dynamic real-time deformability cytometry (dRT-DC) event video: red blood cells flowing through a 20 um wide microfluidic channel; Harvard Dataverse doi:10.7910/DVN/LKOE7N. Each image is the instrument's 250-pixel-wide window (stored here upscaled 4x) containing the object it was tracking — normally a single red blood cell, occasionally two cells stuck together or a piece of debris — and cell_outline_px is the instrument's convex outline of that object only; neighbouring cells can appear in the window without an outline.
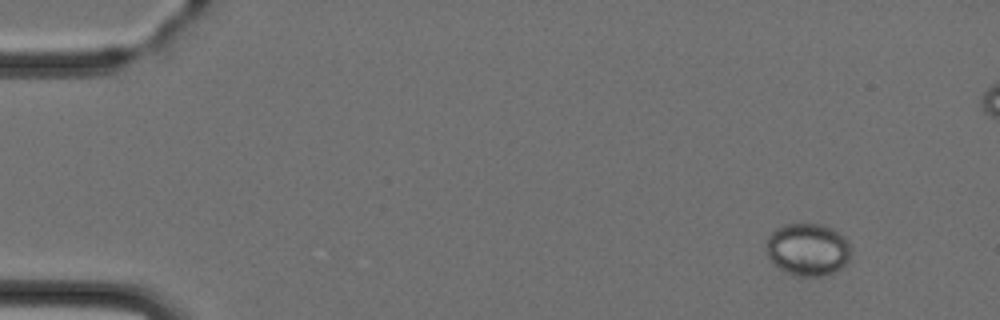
{"species": "Egyptian fruit bat (a non-hibernating species)", "species_latin": "Rousettus aegyptiacus", "temperature_condition": "cold", "stored_images_in_passage": 6, "camera_frame_rate_fps": 3000, "um_per_image_px": 0.085, "animal": {"sex": "female"}, "frame": {"image": 1, "passage_image": 1, "time_ms": 0.0, "image_size_px": [1000, 320], "cell_outline_px": [[852, 248], [848, 260], [836, 272], [824, 276], [800, 276], [788, 272], [780, 268], [768, 256], [764, 248], [768, 236], [776, 228], [784, 224], [824, 224], [840, 232], [848, 240]], "centroid_in_image_um": [68.69, 21.18], "position_along_channel_um": 16.3, "area_um2": 26.13}}
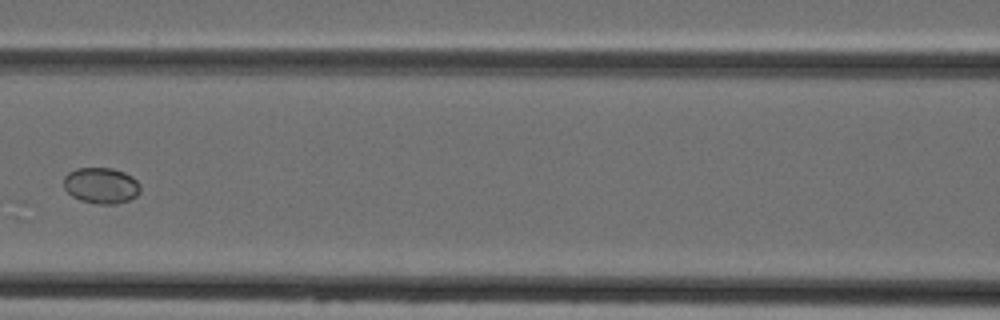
{"frame": {"image": 2, "passage_image": 6, "time_ms": 6.0, "image_size_px": [1000, 320], "cell_outline_px": [[140, 192], [136, 196], [128, 200], [116, 204], [96, 204], [80, 200], [72, 196], [64, 188], [64, 176], [68, 172], [76, 168], [112, 168], [124, 172], [132, 176], [140, 184]], "centroid_in_image_um": [8.6, 15.77], "position_along_channel_um": 158.0, "area_um2": 16.18}}